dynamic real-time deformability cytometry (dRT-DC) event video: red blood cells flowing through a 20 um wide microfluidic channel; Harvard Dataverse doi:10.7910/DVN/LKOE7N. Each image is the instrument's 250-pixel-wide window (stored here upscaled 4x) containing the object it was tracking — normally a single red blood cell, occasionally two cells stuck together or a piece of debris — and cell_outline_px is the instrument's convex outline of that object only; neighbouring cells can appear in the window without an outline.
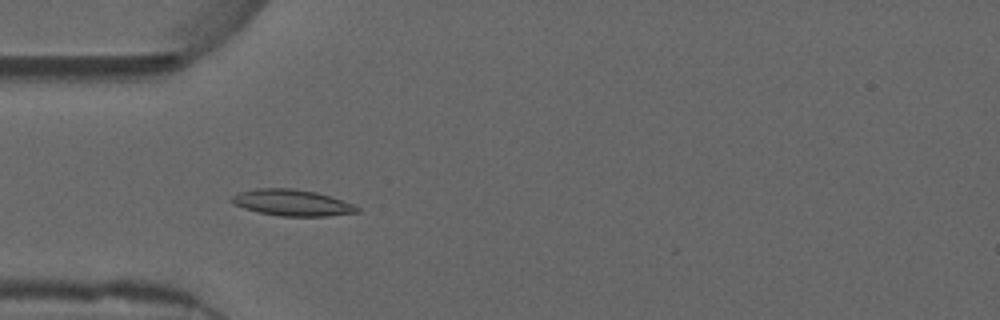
{"species": "common noctule bat (a hibernating species)", "species_latin": "Nyctalus noctula", "temperature_condition": "warm", "stored_images_in_passage": 55, "camera_frame_rate_fps": 3000, "um_per_image_px": 0.085, "animal": {"sex": "male", "forearm_length_mm": 52.5}, "frame": {"image": 1, "passage_image": 17, "time_ms": 5.333, "image_size_px": [1000, 320], "cell_outline_px": [[360, 212], [328, 216], [280, 216], [260, 212], [244, 208], [232, 204], [228, 200], [232, 196], [240, 192], [256, 188], [292, 188], [316, 192], [332, 196], [352, 204], [360, 208]], "centroid_in_image_um": [24.82, 17.22], "position_along_channel_um": 60.2, "area_um2": 19.31}}
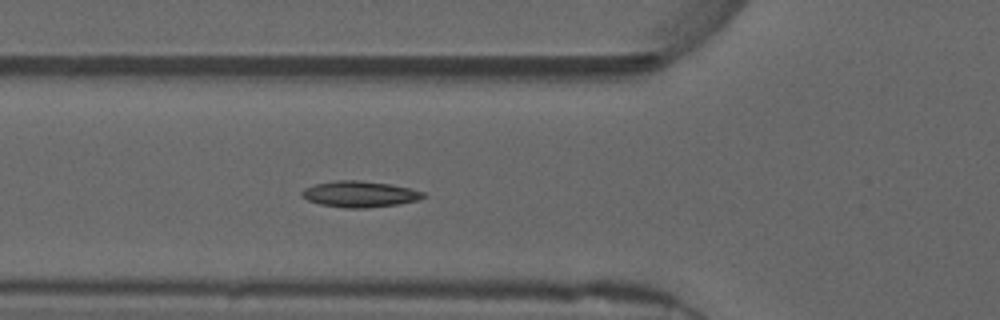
{"frame": {"image": 2, "passage_image": 20, "time_ms": 6.333, "image_size_px": [1000, 320], "cell_outline_px": [[428, 196], [416, 200], [396, 204], [368, 208], [344, 208], [320, 204], [308, 200], [300, 196], [300, 192], [304, 188], [316, 184], [336, 180], [360, 180], [388, 184], [408, 188], [424, 192]], "centroid_in_image_um": [30.54, 16.5], "position_along_channel_um": 95.3, "area_um2": 18.38}}
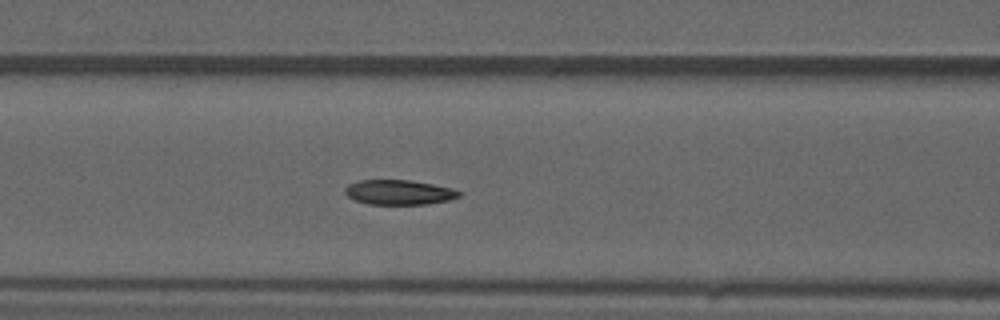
{"frame": {"image": 3, "passage_image": 23, "time_ms": 7.333, "image_size_px": [1000, 320], "cell_outline_px": [[464, 192], [460, 196], [448, 200], [428, 204], [368, 204], [356, 200], [348, 196], [344, 192], [344, 188], [348, 184], [360, 180], [408, 180], [432, 184], [452, 188]], "centroid_in_image_um": [33.93, 16.34], "position_along_channel_um": 132.7, "area_um2": 16.47}, "authors_computed_cell_mechanics": {"area_um2": 17.2244, "velocity_mm_per_s": 3.7097, "shape_relaxation_time_tau1_ms": 4.1084, "shape_relaxation_time_tau2_ms": 2.7575, "deformation_change_tau1": 0.1408, "deformation_change_tau2": 0.0671}}